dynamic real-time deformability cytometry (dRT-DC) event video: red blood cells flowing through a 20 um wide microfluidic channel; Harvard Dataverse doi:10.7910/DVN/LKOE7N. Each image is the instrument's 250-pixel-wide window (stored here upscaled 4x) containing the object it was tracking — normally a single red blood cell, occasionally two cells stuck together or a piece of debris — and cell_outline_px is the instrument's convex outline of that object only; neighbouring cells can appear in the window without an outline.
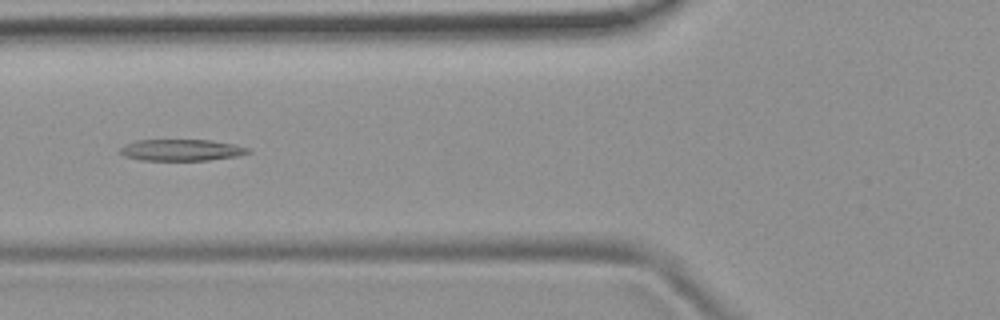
{"species": "common noctule bat (a hibernating species)", "species_latin": "Nyctalus noctula", "temperature_condition": "room temperature", "stored_images_in_passage": 8, "camera_frame_rate_fps": 3000, "um_per_image_px": 0.085, "animal": {"sex": "female", "body_mass_g": 19.9}, "frame": {"image": 1, "passage_image": 5, "time_ms": 1.333, "image_size_px": [1000, 320], "cell_outline_px": [[252, 152], [236, 156], [208, 160], [140, 160], [124, 156], [116, 152], [124, 144], [136, 140], [208, 140], [236, 144], [252, 148]], "centroid_in_image_um": [15.41, 12.75], "position_along_channel_um": 110.4, "area_um2": 16.24}}
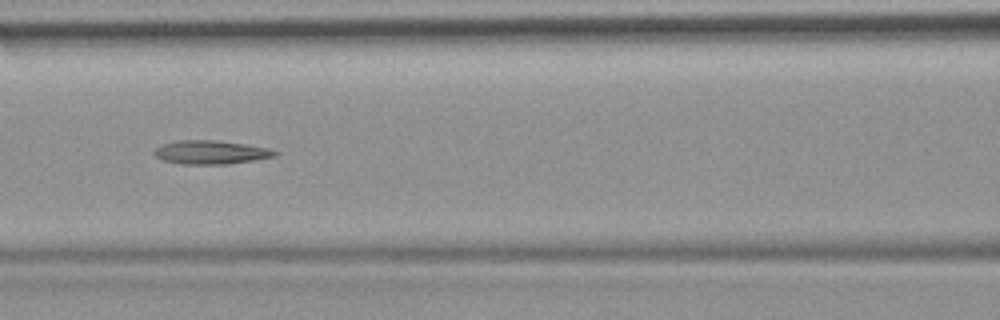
{"frame": {"image": 2, "passage_image": 6, "time_ms": 1.667, "image_size_px": [1000, 320], "cell_outline_px": [[280, 152], [276, 156], [228, 164], [180, 164], [164, 160], [156, 156], [152, 152], [160, 144], [176, 140], [216, 140], [244, 144], [268, 148]], "centroid_in_image_um": [17.89, 12.94], "position_along_channel_um": 148.7, "area_um2": 16.65}}
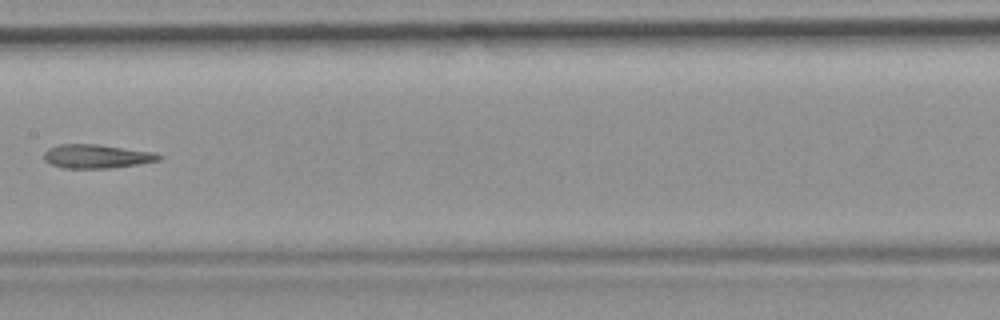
{"frame": {"image": 3, "passage_image": 7, "time_ms": 2.0, "image_size_px": [1000, 320], "cell_outline_px": [[164, 156], [160, 160], [136, 164], [108, 168], [64, 168], [48, 164], [44, 160], [44, 152], [48, 148], [60, 144], [96, 144], [156, 152]], "centroid_in_image_um": [8.2, 13.28], "position_along_channel_um": 199.2, "area_um2": 16.01}}